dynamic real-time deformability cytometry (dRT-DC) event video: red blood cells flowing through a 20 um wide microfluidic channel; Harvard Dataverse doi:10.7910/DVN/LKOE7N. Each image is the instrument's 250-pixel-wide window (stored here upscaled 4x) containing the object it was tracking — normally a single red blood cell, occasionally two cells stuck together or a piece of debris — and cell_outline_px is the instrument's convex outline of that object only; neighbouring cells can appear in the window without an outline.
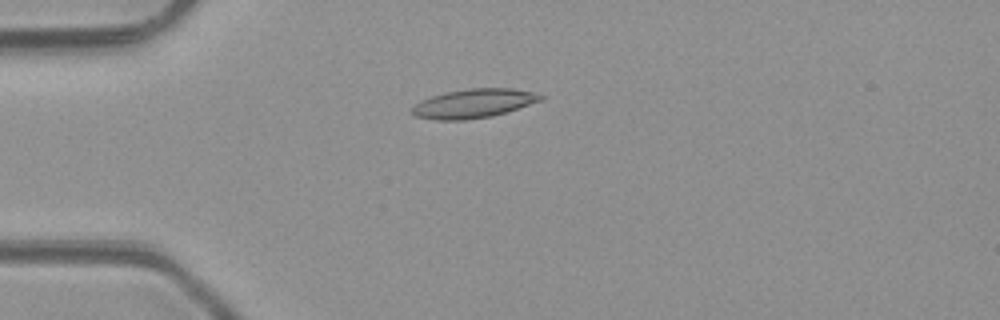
{"species": "common noctule bat (a hibernating species)", "species_latin": "Nyctalus noctula", "temperature_condition": "room temperature", "stored_images_in_passage": 3, "camera_frame_rate_fps": 3000, "um_per_image_px": 0.085, "animal": {"sex": "male", "body_mass_g": 23.1, "forearm_length_mm": 52.7}, "frame": {"image": 1, "passage_image": 1, "time_ms": 0.0, "image_size_px": [1000, 320], "cell_outline_px": [[544, 100], [492, 116], [464, 120], [436, 120], [416, 116], [408, 112], [416, 104], [432, 96], [448, 92], [472, 88], [512, 88], [532, 92], [544, 96]], "centroid_in_image_um": [40.27, 8.8], "position_along_channel_um": 44.7, "area_um2": 21.5}}
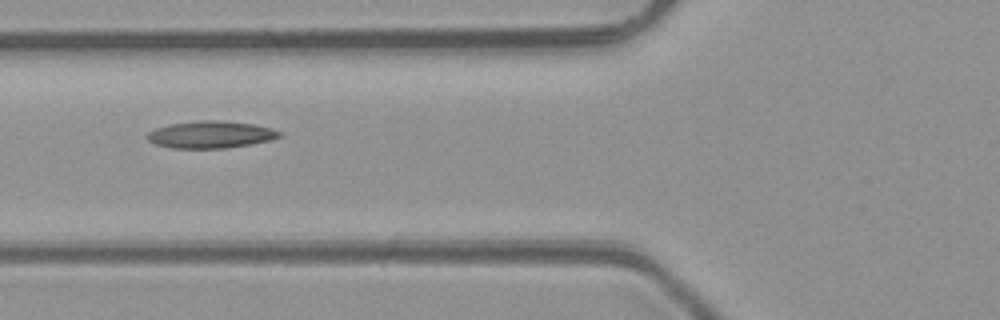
{"frame": {"image": 2, "passage_image": 3, "time_ms": 2.0, "image_size_px": [1000, 320], "cell_outline_px": [[284, 136], [272, 140], [252, 144], [224, 148], [172, 148], [156, 144], [148, 140], [148, 132], [156, 128], [168, 124], [200, 120], [216, 120], [252, 124], [272, 128], [280, 132]], "centroid_in_image_um": [17.94, 11.44], "position_along_channel_um": 107.9, "area_um2": 20.87}}